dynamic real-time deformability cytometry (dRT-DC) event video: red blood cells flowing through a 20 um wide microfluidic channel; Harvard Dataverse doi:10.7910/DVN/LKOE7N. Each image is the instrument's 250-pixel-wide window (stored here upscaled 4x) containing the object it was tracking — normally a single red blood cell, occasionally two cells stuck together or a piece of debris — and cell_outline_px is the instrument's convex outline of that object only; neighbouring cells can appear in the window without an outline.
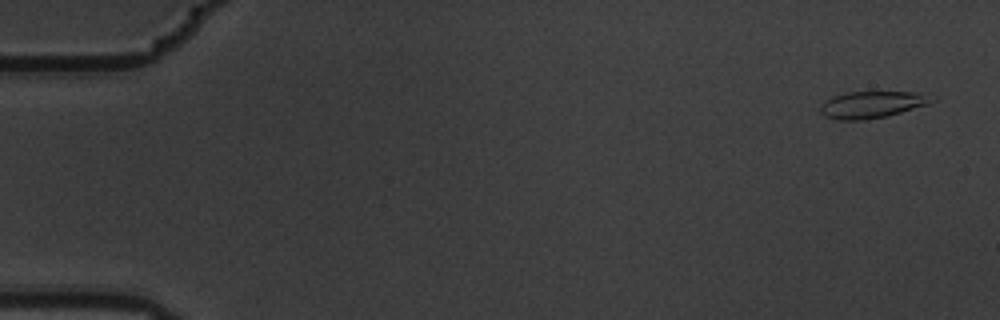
{"species": "common noctule bat (a hibernating species)", "species_latin": "Nyctalus noctula", "temperature_condition": "warm", "stored_images_in_passage": 5, "camera_frame_rate_fps": 3000, "um_per_image_px": 0.085, "animal": {"sex": "male", "body_mass_g": 19.5, "forearm_length_mm": 54.6}, "frame": {"image": 1, "passage_image": 1, "time_ms": 0.0, "image_size_px": [1000, 320], "cell_outline_px": [[936, 100], [928, 104], [888, 116], [864, 120], [836, 120], [824, 116], [820, 112], [820, 104], [824, 100], [832, 96], [848, 92], [912, 92], [936, 96]], "centroid_in_image_um": [74.09, 8.89], "position_along_channel_um": 10.9, "area_um2": 17.63}}